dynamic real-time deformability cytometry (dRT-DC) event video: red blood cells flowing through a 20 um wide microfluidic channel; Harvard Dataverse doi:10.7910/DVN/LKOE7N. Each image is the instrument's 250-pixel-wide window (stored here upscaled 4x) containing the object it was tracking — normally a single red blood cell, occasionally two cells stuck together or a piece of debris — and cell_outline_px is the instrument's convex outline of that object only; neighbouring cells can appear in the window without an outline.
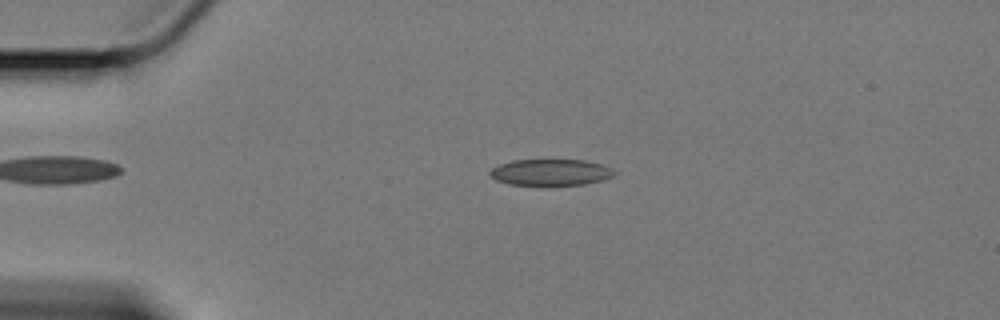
{"species": "Egyptian fruit bat (a non-hibernating species)", "species_latin": "Rousettus aegyptiacus", "temperature_condition": "cold", "stored_images_in_passage": 60, "camera_frame_rate_fps": 3000, "um_per_image_px": 0.085, "animal": {"sex": "female"}, "frame": {"image": 1, "passage_image": 13, "time_ms": 4.0, "image_size_px": [1000, 320], "cell_outline_px": [[616, 172], [612, 176], [604, 180], [584, 184], [552, 188], [548, 188], [508, 184], [496, 180], [488, 172], [492, 168], [500, 164], [512, 160], [548, 156], [552, 156], [584, 160], [600, 164], [612, 168]], "centroid_in_image_um": [46.79, 14.63], "position_along_channel_um": 38.2, "area_um2": 21.04}}
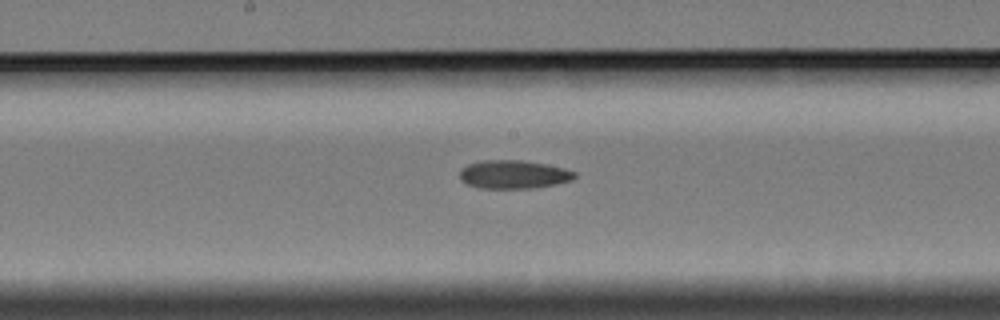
{"frame": {"image": 2, "passage_image": 31, "time_ms": 10.0, "image_size_px": [1000, 320], "cell_outline_px": [[576, 176], [572, 180], [556, 184], [532, 188], [476, 188], [460, 180], [460, 168], [468, 164], [480, 160], [524, 160], [564, 168], [576, 172]], "centroid_in_image_um": [43.63, 14.82], "position_along_channel_um": 204.6, "area_um2": 19.13}}
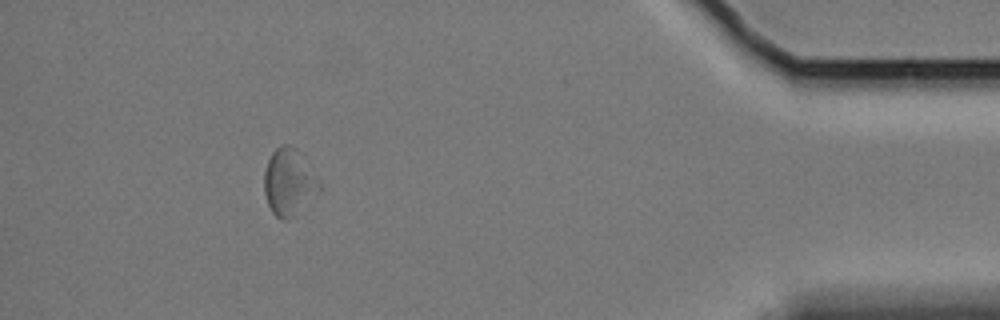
{"frame": {"image": 3, "passage_image": 54, "time_ms": 17.667, "image_size_px": [1000, 320], "cell_outline_px": [[320, 192], [296, 216], [288, 220], [280, 220], [272, 212], [268, 204], [264, 192], [264, 172], [268, 160], [272, 152], [276, 148], [284, 144], [288, 144], [296, 148], [300, 152], [320, 180]], "centroid_in_image_um": [24.58, 15.51], "position_along_channel_um": 410.6, "area_um2": 21.91}, "authors_computed_cell_mechanics": {"area_um2": 20.0566, "velocity_mm_per_s": 3.345, "shape_relaxation_time_tau1_ms": null, "shape_relaxation_time_tau2_ms": 7.3288, "deformation_change_tau1": null, "deformation_change_tau2": 0.0994}}